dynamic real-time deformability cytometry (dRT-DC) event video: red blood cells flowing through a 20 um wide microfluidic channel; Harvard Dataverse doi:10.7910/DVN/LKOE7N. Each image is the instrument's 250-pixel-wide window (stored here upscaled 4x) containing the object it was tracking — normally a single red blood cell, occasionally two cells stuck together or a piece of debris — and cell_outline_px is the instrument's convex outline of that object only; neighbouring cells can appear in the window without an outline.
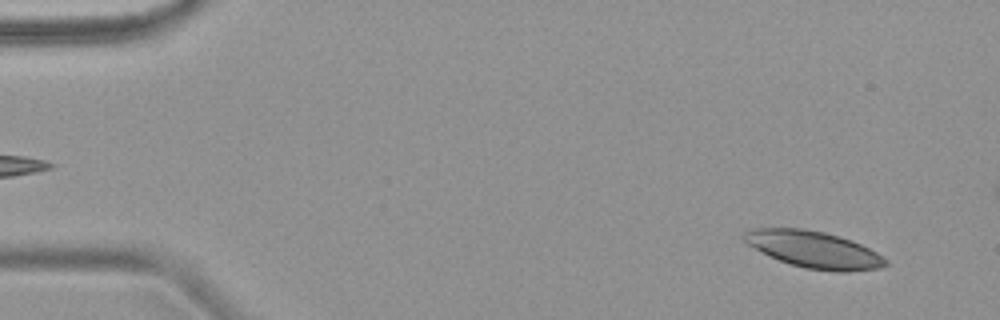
{"species": "common noctule bat (a hibernating species)", "species_latin": "Nyctalus noctula", "temperature_condition": "warm", "stored_images_in_passage": 5, "camera_frame_rate_fps": 3000, "um_per_image_px": 0.085, "animal": {"sex": "female", "body_mass_g": 18.4}, "frame": {"image": 1, "passage_image": 1, "time_ms": 0.0, "image_size_px": [1000, 320], "cell_outline_px": [[888, 264], [880, 268], [848, 272], [840, 272], [804, 268], [780, 260], [748, 244], [740, 236], [744, 232], [752, 228], [804, 228], [824, 232], [852, 240], [876, 252], [888, 260]], "centroid_in_image_um": [69.2, 21.2], "position_along_channel_um": 15.8, "area_um2": 30.11}}